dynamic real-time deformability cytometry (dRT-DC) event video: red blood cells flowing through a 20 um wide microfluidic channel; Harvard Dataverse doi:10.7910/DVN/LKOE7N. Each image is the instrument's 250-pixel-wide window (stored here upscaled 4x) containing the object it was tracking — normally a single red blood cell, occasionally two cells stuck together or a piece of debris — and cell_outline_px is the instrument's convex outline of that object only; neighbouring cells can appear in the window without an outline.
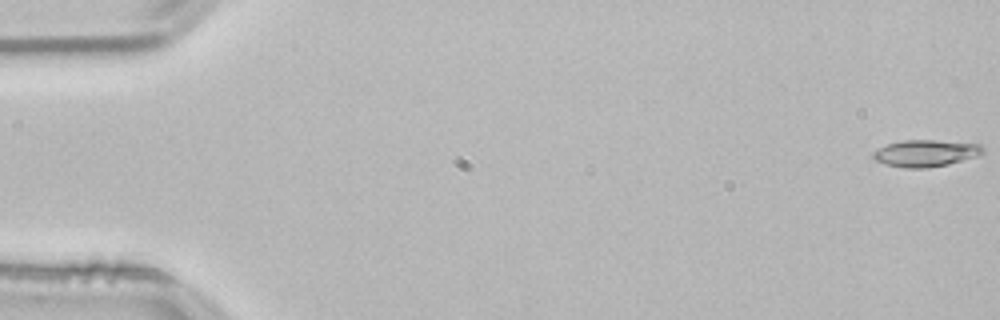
{"species": "common noctule bat (a hibernating species)", "species_latin": "Nyctalus noctula", "temperature_condition": "room temperature", "stored_images_in_passage": 54, "camera_frame_rate_fps": 3000, "um_per_image_px": 0.085, "animal": {"sex": "male", "body_mass_g": 21.5, "forearm_length_mm": 52.0}, "frame": {"image": 1, "passage_image": 1, "time_ms": 0.0, "image_size_px": [1000, 320], "cell_outline_px": [[984, 152], [976, 156], [948, 164], [928, 168], [904, 168], [884, 164], [876, 160], [872, 156], [872, 152], [888, 144], [904, 140], [932, 140], [980, 144], [984, 148]], "centroid_in_image_um": [78.67, 13.03], "position_along_channel_um": 6.3, "area_um2": 16.99}}
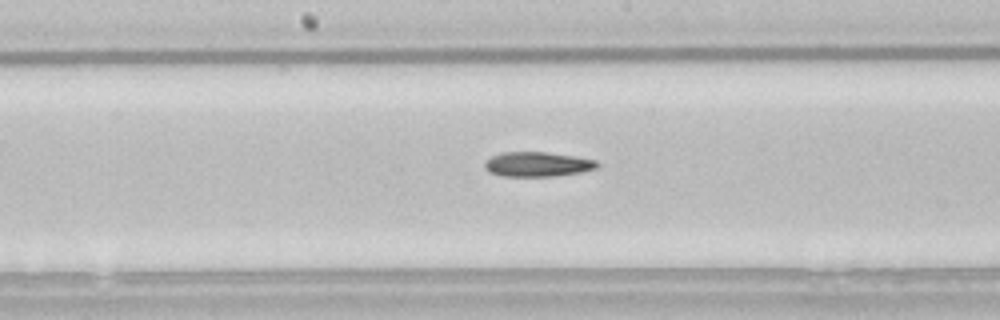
{"frame": {"image": 2, "passage_image": 28, "time_ms": 9.0, "image_size_px": [1000, 320], "cell_outline_px": [[600, 164], [596, 168], [580, 172], [552, 176], [504, 176], [488, 172], [484, 168], [484, 160], [500, 152], [548, 152], [576, 156], [596, 160]], "centroid_in_image_um": [45.65, 13.95], "position_along_channel_um": 202.5, "area_um2": 16.3}}
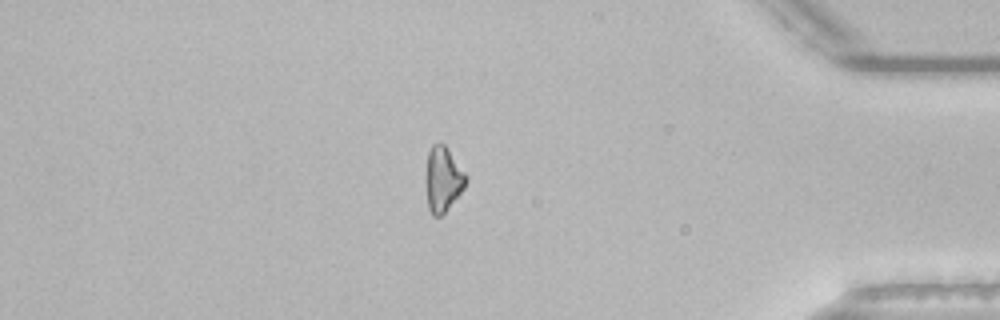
{"frame": {"image": 3, "passage_image": 46, "time_ms": 15.0, "image_size_px": [1000, 320], "cell_outline_px": [[468, 180], [464, 188], [444, 212], [440, 216], [432, 216], [428, 208], [424, 184], [424, 180], [428, 152], [432, 144], [444, 144], [468, 176]], "centroid_in_image_um": [37.62, 15.24], "position_along_channel_um": 397.6, "area_um2": 15.37}, "authors_computed_cell_mechanics": {"area_um2": 16.2418, "velocity_mm_per_s": 3.8451, "shape_relaxation_time_tau1_ms": 4.7699, "shape_relaxation_time_tau2_ms": null, "deformation_change_tau1": 0.1565, "deformation_change_tau2": null}}